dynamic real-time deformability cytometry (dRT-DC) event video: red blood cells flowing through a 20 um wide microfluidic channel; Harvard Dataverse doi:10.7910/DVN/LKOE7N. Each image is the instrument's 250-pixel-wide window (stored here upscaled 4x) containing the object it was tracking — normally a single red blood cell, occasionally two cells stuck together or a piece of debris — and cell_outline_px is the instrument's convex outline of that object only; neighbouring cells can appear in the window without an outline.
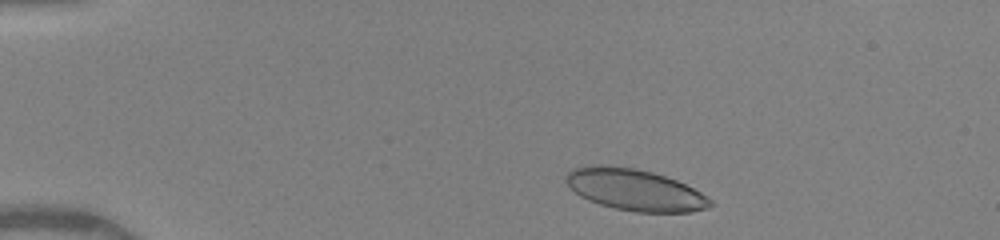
{"species": "human", "species_latin": "Homo sapiens", "temperature_condition": "warm", "stored_images_in_passage": 38, "camera_frame_rate_fps": 3000, "um_per_image_px": 0.085, "donor": {"sex": "female"}, "frame": {"image": 1, "passage_image": 3, "time_ms": 0.667, "image_size_px": [1000, 240], "cell_outline_px": [[716, 204], [708, 208], [692, 212], [636, 212], [616, 208], [600, 204], [588, 200], [580, 196], [564, 180], [564, 176], [572, 168], [592, 164], [608, 164], [636, 168], [652, 172], [676, 180], [708, 196]], "centroid_in_image_um": [53.96, 16.12], "position_along_channel_um": 31.0, "area_um2": 35.14}}
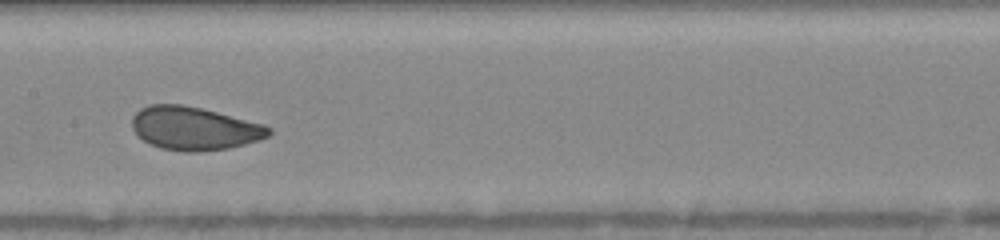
{"frame": {"image": 2, "passage_image": 20, "time_ms": 6.333, "image_size_px": [1000, 240], "cell_outline_px": [[272, 132], [268, 136], [244, 144], [228, 148], [200, 152], [184, 152], [160, 148], [136, 136], [132, 128], [132, 116], [140, 108], [148, 104], [180, 104], [200, 108], [264, 124], [272, 128]], "centroid_in_image_um": [16.47, 10.91], "position_along_channel_um": 190.9, "area_um2": 34.51}}
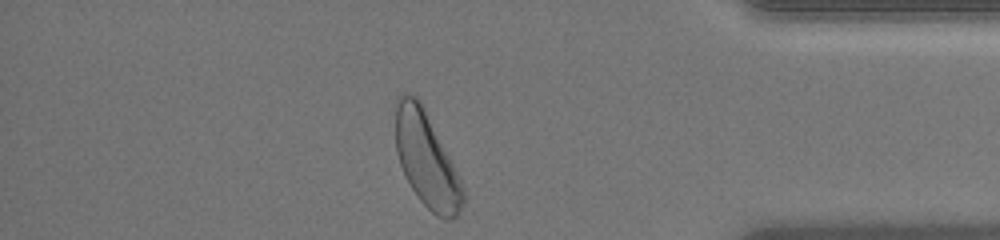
{"frame": {"image": 3, "passage_image": 37, "time_ms": 12.0, "image_size_px": [1000, 240], "cell_outline_px": [[464, 200], [460, 212], [456, 216], [448, 220], [444, 220], [436, 216], [416, 196], [404, 176], [396, 152], [396, 100], [400, 92], [408, 92], [416, 96], [420, 100], [464, 188]], "centroid_in_image_um": [36.22, 13.58], "position_along_channel_um": 399.0, "area_um2": 36.93}, "authors_computed_cell_mechanics": {"area_um2": 34.7667, "velocity_mm_per_s": 4.086, "shape_relaxation_time_tau1_ms": 2.2602, "shape_relaxation_time_tau2_ms": 1.0142, "deformation_change_tau1": 0.1167, "deformation_change_tau2": 0.0713}}